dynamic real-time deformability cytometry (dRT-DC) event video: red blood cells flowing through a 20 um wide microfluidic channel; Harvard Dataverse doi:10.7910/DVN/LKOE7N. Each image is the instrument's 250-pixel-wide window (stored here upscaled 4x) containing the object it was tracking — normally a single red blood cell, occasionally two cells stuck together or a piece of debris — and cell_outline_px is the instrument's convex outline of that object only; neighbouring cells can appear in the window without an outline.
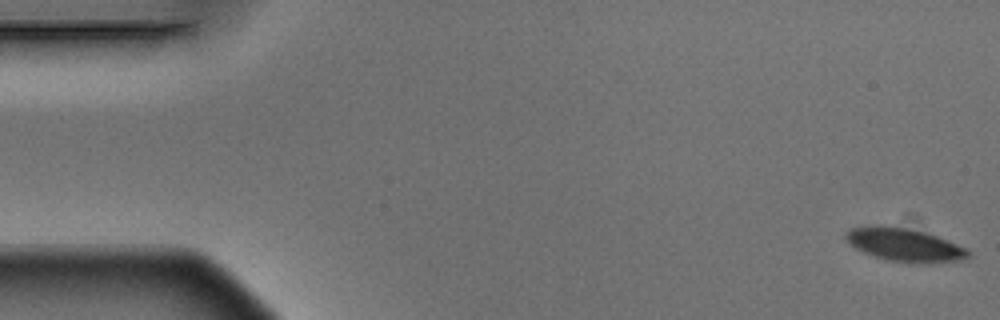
{"species": "Egyptian fruit bat (a non-hibernating species)", "species_latin": "Rousettus aegyptiacus", "temperature_condition": "warm", "stored_images_in_passage": 6, "segment_of_instrument_passage": [1, 2], "camera_frame_rate_fps": 3000, "um_per_image_px": 0.085, "animal": {"sex": "male"}, "frame": {"image": 1, "passage_image": 1, "time_ms": 0.0, "image_size_px": [1000, 320], "cell_outline_px": [[968, 256], [960, 260], [888, 260], [864, 252], [856, 248], [844, 236], [852, 228], [880, 224], [904, 228], [924, 232], [936, 236], [964, 248], [968, 252]], "centroid_in_image_um": [76.78, 20.74], "position_along_channel_um": 8.2, "area_um2": 21.96}}
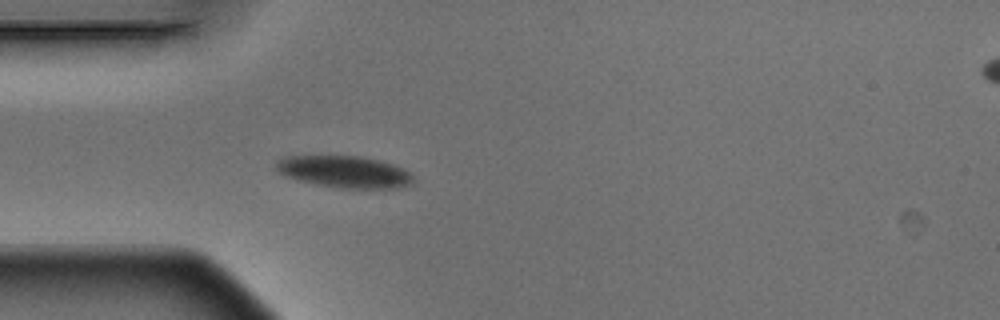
{"frame": {"image": 2, "passage_image": 5, "time_ms": 1.333, "image_size_px": [1000, 320], "cell_outline_px": [[416, 184], [404, 188], [340, 188], [316, 184], [296, 180], [280, 172], [276, 168], [276, 164], [284, 156], [356, 156], [380, 160], [404, 168], [412, 172]], "centroid_in_image_um": [29.39, 14.62], "position_along_channel_um": 55.6, "area_um2": 25.66}}